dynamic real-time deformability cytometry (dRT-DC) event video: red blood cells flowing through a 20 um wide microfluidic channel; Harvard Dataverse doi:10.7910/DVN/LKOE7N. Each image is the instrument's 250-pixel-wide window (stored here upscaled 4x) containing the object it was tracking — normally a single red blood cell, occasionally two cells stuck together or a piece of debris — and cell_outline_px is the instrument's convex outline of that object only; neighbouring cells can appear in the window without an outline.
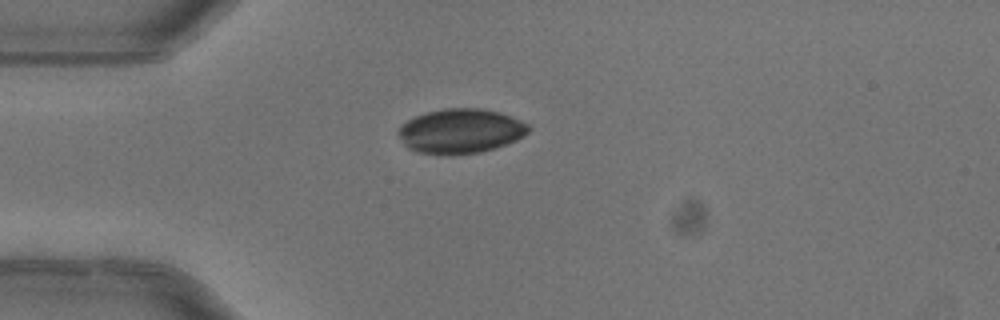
{"species": "common noctule bat (a hibernating species)", "species_latin": "Nyctalus noctula", "temperature_condition": "warm", "stored_images_in_passage": 1, "camera_frame_rate_fps": 3000, "um_per_image_px": 0.085, "animal": {"sex": "female"}, "frame": {"image": 1, "passage_image": 1, "time_ms": 0.0, "image_size_px": [1000, 320], "cell_outline_px": [[532, 128], [524, 136], [516, 140], [496, 148], [480, 152], [452, 156], [440, 156], [416, 152], [408, 148], [404, 144], [396, 132], [408, 120], [416, 116], [428, 112], [444, 108], [480, 108], [500, 112], [528, 124]], "centroid_in_image_um": [39.14, 11.17], "position_along_channel_um": 45.9, "area_um2": 34.16}}